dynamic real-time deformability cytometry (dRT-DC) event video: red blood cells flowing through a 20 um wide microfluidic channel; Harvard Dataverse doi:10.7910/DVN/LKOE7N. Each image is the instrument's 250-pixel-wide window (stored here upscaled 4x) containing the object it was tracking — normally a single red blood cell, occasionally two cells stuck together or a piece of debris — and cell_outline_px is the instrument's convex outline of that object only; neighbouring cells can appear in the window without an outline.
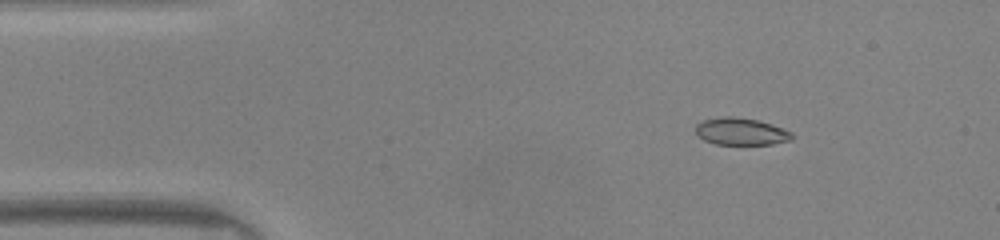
{"species": "common noctule bat (a hibernating species)", "species_latin": "Nyctalus noctula", "temperature_condition": "warm", "stored_images_in_passage": 42, "camera_frame_rate_fps": 3000, "um_per_image_px": 0.085, "animal": {"sex": "male", "body_mass_g": 20.0, "forearm_length_mm": 53.3}, "frame": {"image": 1, "passage_image": 1, "time_ms": 0.0, "image_size_px": [1000, 240], "cell_outline_px": [[796, 136], [792, 140], [772, 144], [716, 144], [704, 140], [696, 132], [696, 124], [704, 120], [724, 116], [732, 116], [760, 120], [772, 124], [792, 132]], "centroid_in_image_um": [63.04, 11.17], "position_along_channel_um": 22.0, "area_um2": 15.32}}
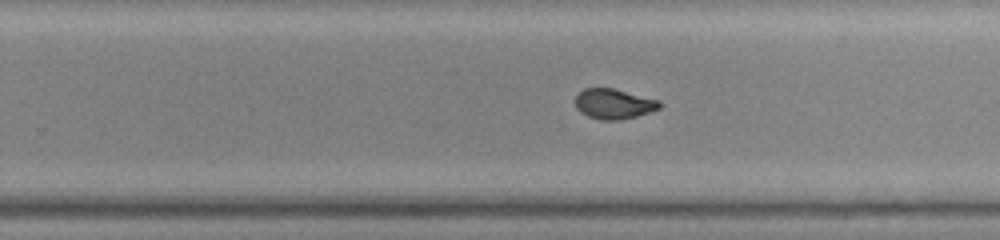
{"frame": {"image": 2, "passage_image": 24, "time_ms": 7.667, "image_size_px": [1000, 240], "cell_outline_px": [[660, 108], [636, 116], [620, 120], [600, 120], [588, 116], [580, 112], [576, 108], [576, 96], [584, 88], [612, 88], [660, 100]], "centroid_in_image_um": [52.16, 8.83], "position_along_channel_um": 277.6, "area_um2": 14.68}}
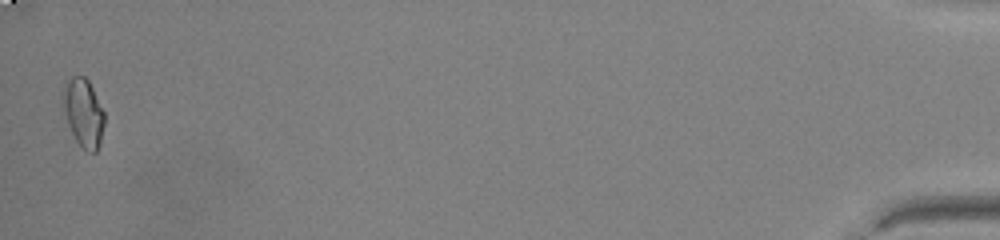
{"frame": {"image": 3, "passage_image": 42, "time_ms": 13.667, "image_size_px": [1000, 240], "cell_outline_px": [[104, 124], [100, 144], [96, 152], [88, 152], [76, 140], [68, 124], [64, 108], [64, 92], [68, 80], [72, 76], [84, 76], [88, 80], [104, 112]], "centroid_in_image_um": [7.13, 9.61], "position_along_channel_um": 428.1, "area_um2": 15.9}, "authors_computed_cell_mechanics": {"area_um2": 15.5771, "velocity_mm_per_s": 4.1917, "shape_relaxation_time_tau1_ms": null, "shape_relaxation_time_tau2_ms": 0.8568, "deformation_change_tau1": null, "deformation_change_tau2": 0.0557}}